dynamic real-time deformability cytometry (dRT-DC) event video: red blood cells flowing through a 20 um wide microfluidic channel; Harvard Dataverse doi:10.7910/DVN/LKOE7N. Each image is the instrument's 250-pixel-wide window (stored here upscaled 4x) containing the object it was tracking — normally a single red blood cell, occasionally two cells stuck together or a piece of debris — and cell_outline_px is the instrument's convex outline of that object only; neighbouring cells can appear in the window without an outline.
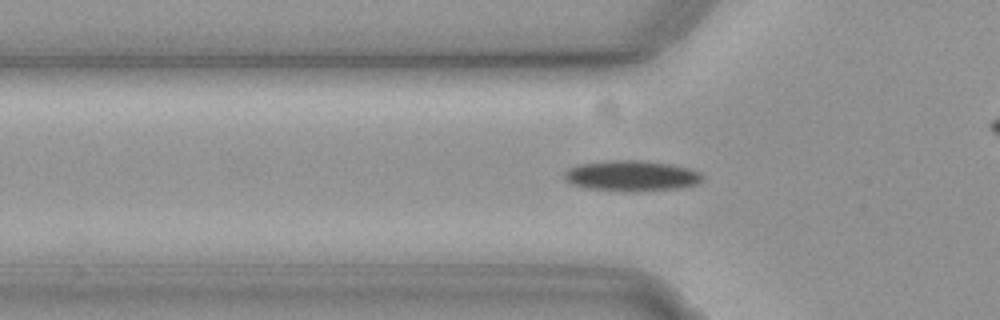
{"species": "common noctule bat (a hibernating species)", "species_latin": "Nyctalus noctula", "temperature_condition": "cold", "stored_images_in_passage": 39, "camera_frame_rate_fps": 3000, "um_per_image_px": 0.085, "animal": {"sex": "female", "body_mass_g": 19.3, "forearm_length_mm": 54.1}, "frame": {"image": 1, "passage_image": 10, "time_ms": 3.0, "image_size_px": [1000, 320], "cell_outline_px": [[704, 180], [696, 184], [680, 188], [636, 192], [624, 192], [584, 188], [572, 184], [564, 180], [564, 172], [568, 168], [580, 164], [612, 160], [640, 160], [668, 164], [688, 168], [704, 176]], "centroid_in_image_um": [53.64, 14.96], "position_along_channel_um": 72.2, "area_um2": 24.85}}
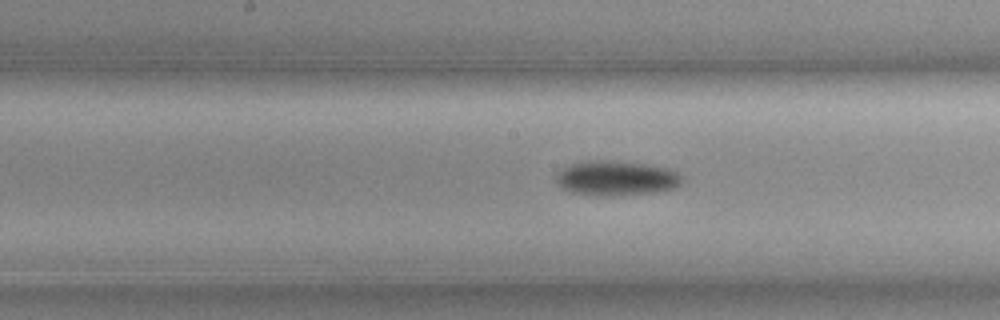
{"frame": {"image": 2, "passage_image": 20, "time_ms": 6.333, "image_size_px": [1000, 320], "cell_outline_px": [[684, 180], [676, 188], [656, 192], [612, 196], [596, 196], [568, 192], [560, 188], [556, 184], [556, 176], [564, 168], [572, 164], [584, 160], [612, 160], [644, 164], [668, 168], [676, 172]], "centroid_in_image_um": [52.36, 15.16], "position_along_channel_um": 195.8, "area_um2": 25.84}}
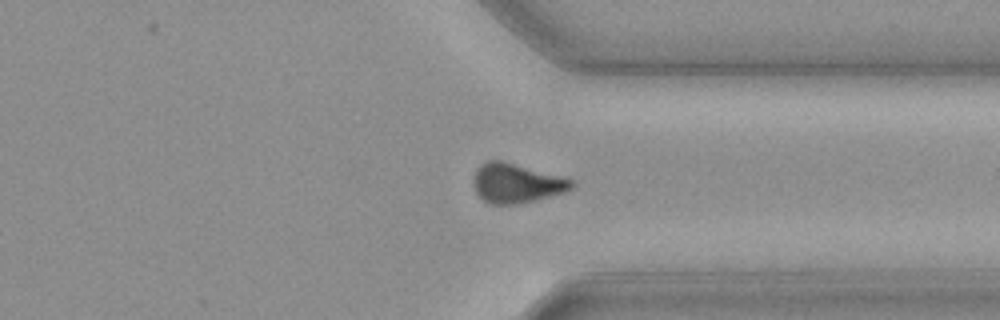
{"frame": {"image": 3, "passage_image": 34, "time_ms": 11.0, "image_size_px": [1000, 320], "cell_outline_px": [[576, 184], [572, 188], [564, 192], [536, 200], [516, 204], [492, 204], [484, 200], [476, 192], [472, 180], [476, 168], [480, 164], [488, 160], [500, 160], [572, 180]], "centroid_in_image_um": [43.84, 15.58], "position_along_channel_um": 367.6, "area_um2": 22.2}}